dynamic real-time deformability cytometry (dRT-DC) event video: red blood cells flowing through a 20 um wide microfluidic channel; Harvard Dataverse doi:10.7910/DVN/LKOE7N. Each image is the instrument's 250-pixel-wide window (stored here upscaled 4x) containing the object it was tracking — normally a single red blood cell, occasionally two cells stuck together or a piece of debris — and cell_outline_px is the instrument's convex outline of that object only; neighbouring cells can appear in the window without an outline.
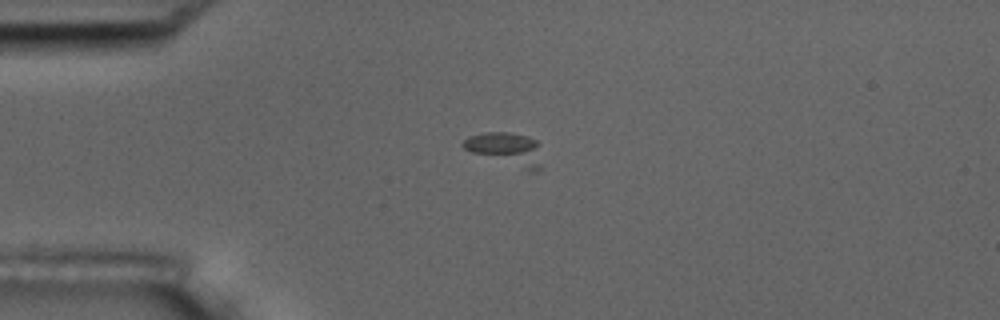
{"species": "common noctule bat (a hibernating species)", "species_latin": "Nyctalus noctula", "temperature_condition": "room temperature", "stored_images_in_passage": 5, "camera_frame_rate_fps": 3000, "um_per_image_px": 0.085, "animal": {"sex": "male", "body_mass_g": 17.5, "forearm_length_mm": 52.3}, "frame": {"image": 1, "passage_image": 4, "time_ms": 3.667, "image_size_px": [1000, 320], "cell_outline_px": [[540, 168], [536, 172], [528, 172], [472, 152], [464, 148], [460, 144], [468, 136], [484, 132], [508, 132], [528, 136], [536, 140], [540, 164]], "centroid_in_image_um": [43.0, 12.67], "position_along_channel_um": 42.0, "area_um2": 15.09}}